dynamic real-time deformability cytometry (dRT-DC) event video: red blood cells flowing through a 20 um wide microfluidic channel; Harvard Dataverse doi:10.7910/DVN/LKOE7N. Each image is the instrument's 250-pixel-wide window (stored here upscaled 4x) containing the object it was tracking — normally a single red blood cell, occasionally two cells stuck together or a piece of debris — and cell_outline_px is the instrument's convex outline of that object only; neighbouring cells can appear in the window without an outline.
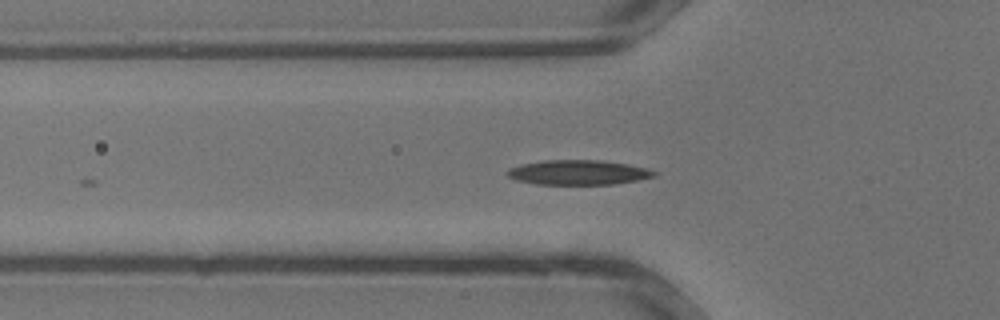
{"species": "common noctule bat (a hibernating species)", "species_latin": "Nyctalus noctula", "temperature_condition": "warm", "stored_images_in_passage": 26, "camera_frame_rate_fps": 3000, "um_per_image_px": 0.085, "animal": {"sex": "male", "body_mass_g": 13.3}, "frame": {"image": 1, "passage_image": 5, "time_ms": 1.333, "image_size_px": [1000, 320], "cell_outline_px": [[656, 176], [616, 184], [536, 184], [516, 180], [508, 176], [508, 168], [520, 164], [544, 160], [600, 160], [628, 164], [648, 168], [656, 172]], "centroid_in_image_um": [49.15, 14.65], "position_along_channel_um": 76.6, "area_um2": 21.15}}
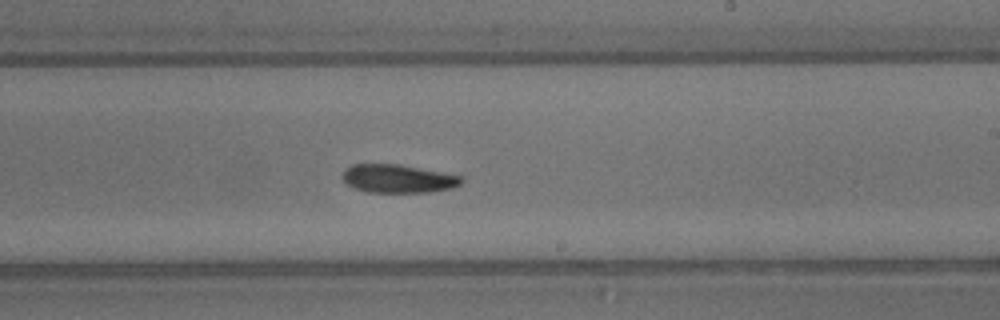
{"frame": {"image": 2, "passage_image": 14, "time_ms": 4.333, "image_size_px": [1000, 320], "cell_outline_px": [[464, 180], [460, 184], [452, 188], [428, 192], [368, 192], [356, 188], [348, 184], [344, 180], [344, 168], [352, 164], [400, 164], [464, 176]], "centroid_in_image_um": [33.88, 15.17], "position_along_channel_um": 255.1, "area_um2": 19.59}}
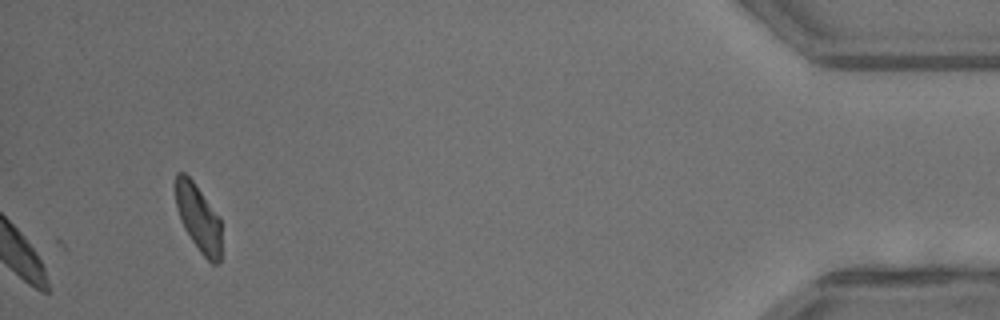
{"frame": {"image": 3, "passage_image": 26, "time_ms": 8.333, "image_size_px": [1000, 320], "cell_outline_px": [[220, 260], [216, 264], [212, 264], [200, 252], [184, 228], [180, 220], [176, 208], [176, 172], [184, 172], [192, 180], [220, 216]], "centroid_in_image_um": [16.86, 18.51], "position_along_channel_um": 418.3, "area_um2": 17.8}}